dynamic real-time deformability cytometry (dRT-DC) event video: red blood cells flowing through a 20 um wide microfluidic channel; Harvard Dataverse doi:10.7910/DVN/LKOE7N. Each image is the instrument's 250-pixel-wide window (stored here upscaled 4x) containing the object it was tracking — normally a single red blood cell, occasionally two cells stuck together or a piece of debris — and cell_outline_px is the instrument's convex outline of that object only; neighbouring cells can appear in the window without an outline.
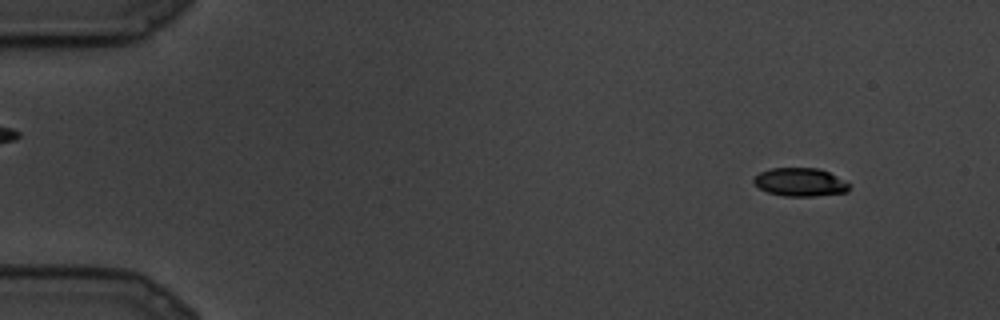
{"species": "common noctule bat (a hibernating species)", "species_latin": "Nyctalus noctula", "temperature_condition": "cold", "stored_images_in_passage": 8, "camera_frame_rate_fps": 3000, "um_per_image_px": 0.085, "animal": {"sex": "male", "body_mass_g": 19.5, "forearm_length_mm": 54.6}, "frame": {"image": 1, "passage_image": 2, "time_ms": 0.333, "image_size_px": [1000, 320], "cell_outline_px": [[848, 192], [816, 196], [784, 196], [768, 192], [760, 188], [752, 180], [760, 172], [772, 168], [820, 168], [836, 176], [848, 184]], "centroid_in_image_um": [68.0, 15.48], "position_along_channel_um": 17.0, "area_um2": 15.55}}
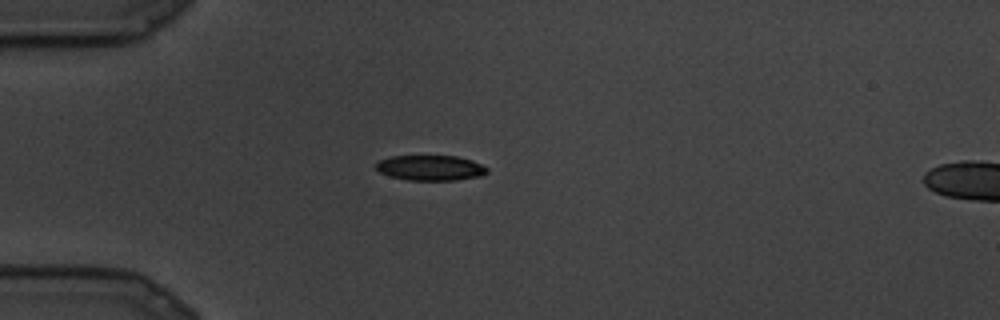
{"frame": {"image": 2, "passage_image": 6, "time_ms": 1.667, "image_size_px": [1000, 320], "cell_outline_px": [[488, 172], [480, 176], [456, 180], [408, 180], [392, 176], [380, 172], [372, 164], [380, 160], [392, 156], [456, 156], [472, 160], [488, 168]], "centroid_in_image_um": [36.58, 14.26], "position_along_channel_um": 48.4, "area_um2": 16.3}}